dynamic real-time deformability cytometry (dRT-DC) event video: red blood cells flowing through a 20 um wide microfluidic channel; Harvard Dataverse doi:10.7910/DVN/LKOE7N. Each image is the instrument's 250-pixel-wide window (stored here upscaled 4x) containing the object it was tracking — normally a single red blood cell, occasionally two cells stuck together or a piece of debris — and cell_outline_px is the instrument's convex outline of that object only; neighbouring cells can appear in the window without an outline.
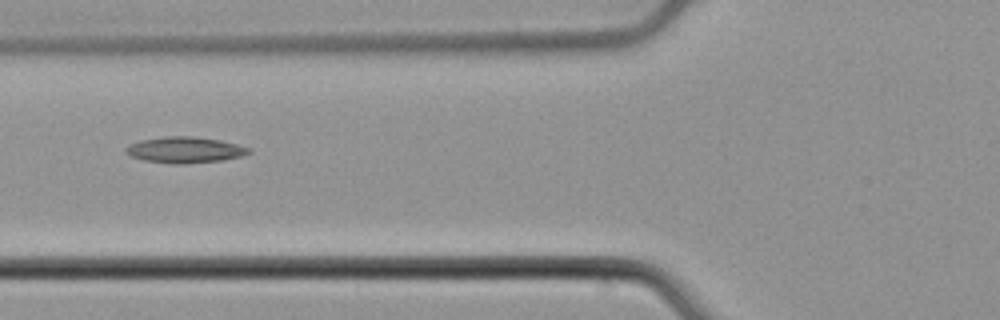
{"species": "common noctule bat (a hibernating species)", "species_latin": "Nyctalus noctula", "temperature_condition": "cold", "stored_images_in_passage": 5, "camera_frame_rate_fps": 3000, "um_per_image_px": 0.085, "animal": {"sex": "male", "body_mass_g": 21.5, "forearm_length_mm": 52.0}, "frame": {"image": 1, "passage_image": 5, "time_ms": 1.333, "image_size_px": [1000, 320], "cell_outline_px": [[252, 152], [240, 156], [224, 160], [184, 164], [172, 164], [144, 160], [132, 156], [124, 152], [124, 148], [128, 144], [140, 140], [164, 136], [192, 136], [220, 140], [252, 148]], "centroid_in_image_um": [15.7, 12.74], "position_along_channel_um": 110.1, "area_um2": 18.84}}